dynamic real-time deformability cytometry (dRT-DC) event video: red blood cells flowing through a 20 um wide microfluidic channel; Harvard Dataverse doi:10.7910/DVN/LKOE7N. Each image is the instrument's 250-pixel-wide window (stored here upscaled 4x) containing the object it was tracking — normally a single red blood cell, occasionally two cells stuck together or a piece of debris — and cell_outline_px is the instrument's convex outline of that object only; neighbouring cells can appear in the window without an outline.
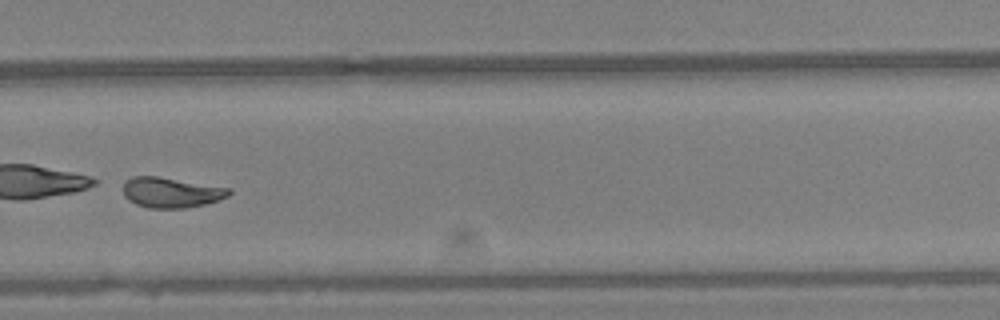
{"species": "Egyptian fruit bat (a non-hibernating species)", "species_latin": "Rousettus aegyptiacus", "temperature_condition": "warm", "stored_images_in_passage": 29, "camera_frame_rate_fps": 3000, "um_per_image_px": 0.085, "animal": {"sex": "female"}, "frame": {"image": 1, "passage_image": 21, "time_ms": 6.667, "image_size_px": [1000, 320], "cell_outline_px": [[232, 192], [228, 196], [220, 200], [188, 208], [148, 208], [136, 204], [128, 200], [124, 196], [124, 180], [132, 176], [156, 176], [228, 188]], "centroid_in_image_um": [14.51, 16.37], "position_along_channel_um": 315.3, "area_um2": 18.61}}